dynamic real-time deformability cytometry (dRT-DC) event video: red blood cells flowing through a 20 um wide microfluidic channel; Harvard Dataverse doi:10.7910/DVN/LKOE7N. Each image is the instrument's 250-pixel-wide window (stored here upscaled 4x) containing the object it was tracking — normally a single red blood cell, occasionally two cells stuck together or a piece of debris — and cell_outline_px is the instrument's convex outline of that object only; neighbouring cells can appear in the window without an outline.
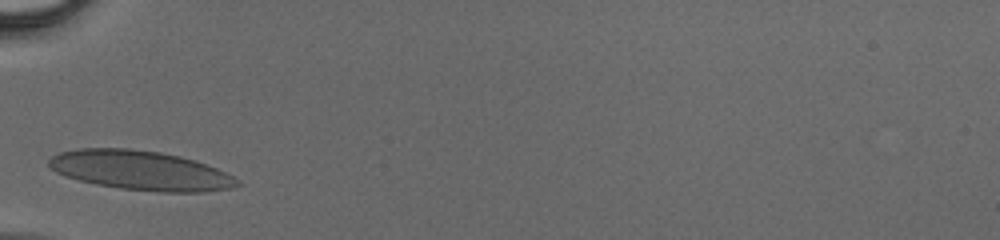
{"species": "human", "species_latin": "Homo sapiens", "temperature_condition": "cold", "stored_images_in_passage": 23, "camera_frame_rate_fps": 3000, "um_per_image_px": 0.085, "donor": {"sex": "male"}, "frame": {"image": 1, "passage_image": 1, "time_ms": 0.0, "image_size_px": [1000, 240], "cell_outline_px": [[244, 184], [232, 188], [204, 192], [164, 192], [120, 188], [96, 184], [80, 180], [56, 172], [48, 164], [48, 160], [52, 156], [60, 152], [76, 148], [132, 148], [160, 152], [180, 156], [216, 168], [232, 176]], "centroid_in_image_um": [11.95, 14.48], "position_along_channel_um": 73.0, "area_um2": 43.06}}
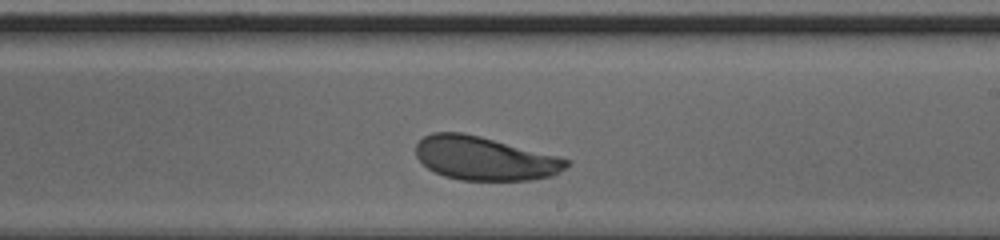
{"frame": {"image": 2, "passage_image": 13, "time_ms": 4.0, "image_size_px": [1000, 240], "cell_outline_px": [[568, 164], [564, 168], [552, 176], [528, 180], [460, 180], [444, 176], [428, 168], [416, 156], [416, 144], [424, 136], [432, 132], [464, 132], [560, 156], [568, 160]], "centroid_in_image_um": [41.18, 13.45], "position_along_channel_um": 247.8, "area_um2": 38.15}}
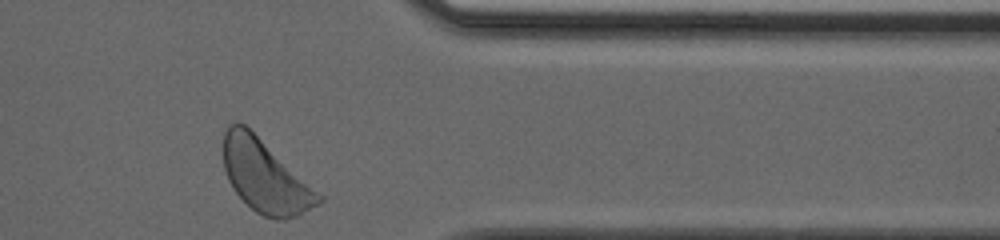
{"frame": {"image": 3, "passage_image": 23, "time_ms": 7.333, "image_size_px": [1000, 240], "cell_outline_px": [[324, 200], [296, 216], [284, 220], [276, 220], [264, 216], [256, 212], [236, 192], [228, 180], [224, 168], [224, 132], [228, 124], [244, 124], [324, 196]], "centroid_in_image_um": [22.54, 15.01], "position_along_channel_um": 388.9, "area_um2": 39.42}}